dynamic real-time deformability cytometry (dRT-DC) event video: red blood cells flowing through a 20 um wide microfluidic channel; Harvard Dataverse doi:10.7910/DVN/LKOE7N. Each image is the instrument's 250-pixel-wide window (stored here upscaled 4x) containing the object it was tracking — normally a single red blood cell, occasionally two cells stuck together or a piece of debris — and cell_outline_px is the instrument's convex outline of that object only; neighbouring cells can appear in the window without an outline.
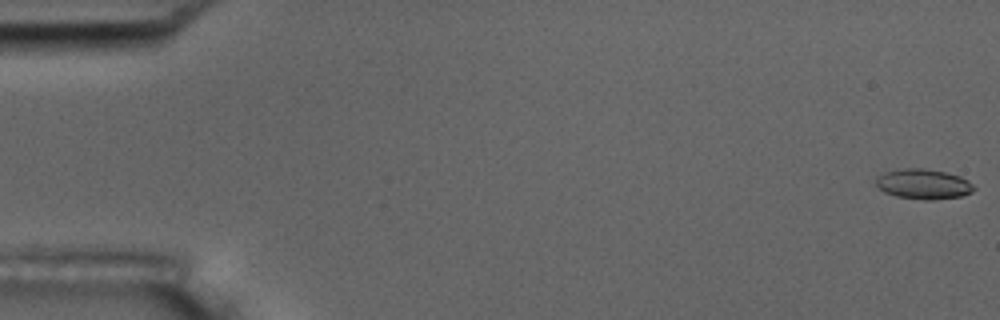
{"species": "common noctule bat (a hibernating species)", "species_latin": "Nyctalus noctula", "temperature_condition": "room temperature", "stored_images_in_passage": 15, "camera_frame_rate_fps": 3000, "um_per_image_px": 0.085, "animal": {"sex": "male", "body_mass_g": 17.5, "forearm_length_mm": 52.3}, "frame": {"image": 1, "passage_image": 1, "time_ms": 0.0, "image_size_px": [1000, 320], "cell_outline_px": [[976, 188], [972, 192], [960, 196], [932, 200], [924, 200], [896, 196], [884, 192], [876, 184], [876, 176], [884, 172], [904, 168], [920, 168], [944, 172], [960, 176], [968, 180]], "centroid_in_image_um": [78.48, 15.65], "position_along_channel_um": 6.5, "area_um2": 17.11}}
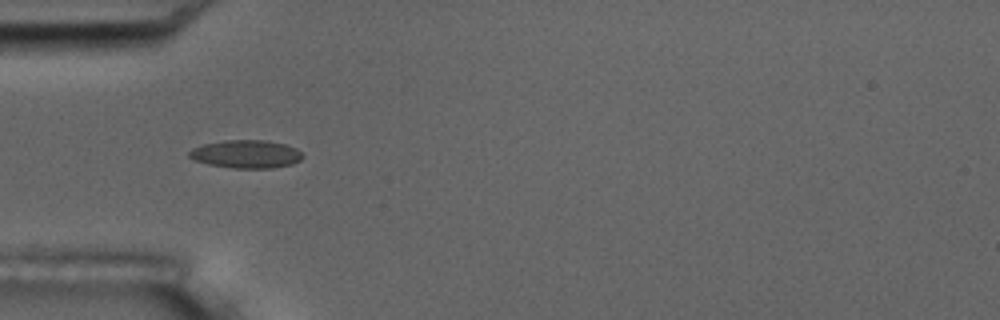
{"frame": {"image": 2, "passage_image": 5, "time_ms": 5.667, "image_size_px": [1000, 320], "cell_outline_px": [[304, 156], [300, 160], [292, 164], [272, 168], [232, 168], [208, 164], [192, 160], [188, 156], [188, 152], [192, 148], [204, 144], [224, 140], [264, 140], [284, 144], [296, 148]], "centroid_in_image_um": [20.89, 13.1], "position_along_channel_um": 64.1, "area_um2": 18.61}}
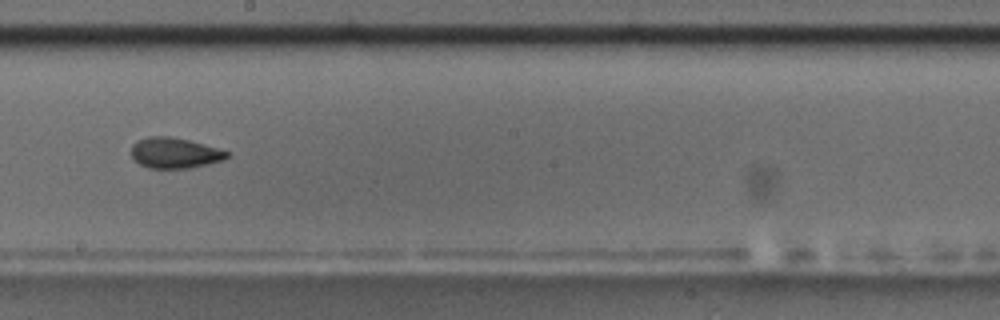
{"frame": {"image": 3, "passage_image": 9, "time_ms": 10.333, "image_size_px": [1000, 320], "cell_outline_px": [[228, 156], [224, 160], [188, 168], [148, 168], [132, 160], [132, 144], [136, 140], [148, 136], [172, 136], [204, 144], [228, 152]], "centroid_in_image_um": [14.79, 12.99], "position_along_channel_um": 233.4, "area_um2": 17.05}, "authors_computed_cell_mechanics": {"area_um2": 17.2822, "velocity_mm_per_s": 3.6514, "shape_relaxation_time_tau1_ms": 3.5875, "shape_relaxation_time_tau2_ms": 1.7027, "deformation_change_tau1": 0.0977, "deformation_change_tau2": 0.0549}}